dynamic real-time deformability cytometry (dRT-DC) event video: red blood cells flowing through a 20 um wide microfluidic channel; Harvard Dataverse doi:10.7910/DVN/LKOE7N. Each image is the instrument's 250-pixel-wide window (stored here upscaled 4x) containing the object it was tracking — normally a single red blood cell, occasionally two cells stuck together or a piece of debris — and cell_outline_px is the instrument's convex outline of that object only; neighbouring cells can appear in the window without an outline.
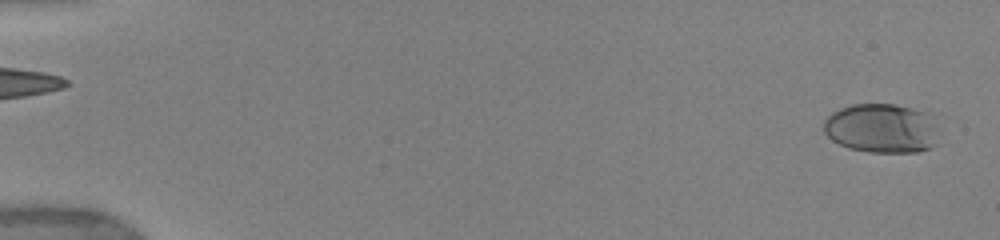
{"species": "human", "species_latin": "Homo sapiens", "temperature_condition": "warm", "stored_images_in_passage": 19, "camera_frame_rate_fps": 3000, "um_per_image_px": 0.085, "donor": {"sex": "female"}, "frame": {"image": 1, "passage_image": 2, "time_ms": 0.333, "image_size_px": [1000, 240], "cell_outline_px": [[936, 144], [920, 152], [868, 152], [848, 148], [832, 140], [824, 132], [824, 120], [832, 112], [840, 108], [852, 104], [896, 104], [928, 112], [932, 116], [936, 128]], "centroid_in_image_um": [74.93, 10.9], "position_along_channel_um": 10.1, "area_um2": 33.29}}
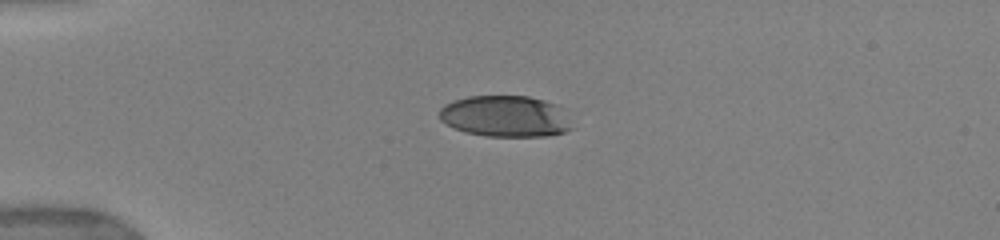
{"frame": {"image": 2, "passage_image": 11, "time_ms": 4.333, "image_size_px": [1000, 240], "cell_outline_px": [[576, 128], [564, 132], [548, 136], [484, 136], [464, 132], [440, 120], [440, 108], [444, 104], [452, 100], [468, 96], [528, 96], [544, 100], [556, 104], [564, 108]], "centroid_in_image_um": [43.02, 9.88], "position_along_channel_um": 42.0, "area_um2": 32.43}}